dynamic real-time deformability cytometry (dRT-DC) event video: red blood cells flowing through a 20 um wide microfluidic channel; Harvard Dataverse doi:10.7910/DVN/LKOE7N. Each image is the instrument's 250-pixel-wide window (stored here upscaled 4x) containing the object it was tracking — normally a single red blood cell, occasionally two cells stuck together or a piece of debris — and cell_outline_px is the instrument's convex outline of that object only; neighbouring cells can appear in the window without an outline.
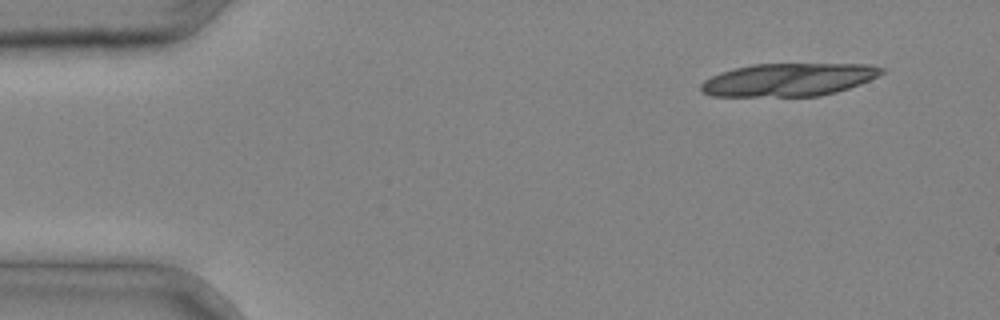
{"species": "common noctule bat (a hibernating species)", "species_latin": "Nyctalus noctula", "temperature_condition": "cold", "stored_images_in_passage": 3, "camera_frame_rate_fps": 3000, "um_per_image_px": 0.085, "animal": {"sex": "male", "body_mass_g": 20.4}, "frame": {"image": 1, "passage_image": 1, "time_ms": 0.0, "image_size_px": [1000, 320], "cell_outline_px": [[884, 72], [860, 84], [836, 92], [820, 96], [712, 96], [700, 92], [700, 84], [704, 80], [720, 72], [752, 64], [868, 64], [884, 68]], "centroid_in_image_um": [66.99, 6.78], "position_along_channel_um": 18.0, "area_um2": 34.56}}